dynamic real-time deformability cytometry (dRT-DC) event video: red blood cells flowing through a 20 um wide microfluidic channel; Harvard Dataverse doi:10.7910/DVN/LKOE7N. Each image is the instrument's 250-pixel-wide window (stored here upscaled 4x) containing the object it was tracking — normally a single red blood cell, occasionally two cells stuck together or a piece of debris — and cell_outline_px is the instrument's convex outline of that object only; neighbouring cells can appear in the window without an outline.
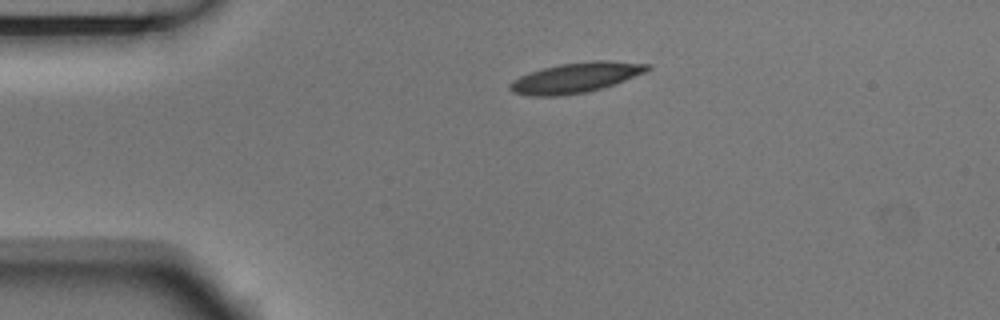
{"species": "Egyptian fruit bat (a non-hibernating species)", "species_latin": "Rousettus aegyptiacus", "temperature_condition": "room temperature", "stored_images_in_passage": 2, "camera_frame_rate_fps": 3000, "um_per_image_px": 0.085, "animal": {"sex": "male"}, "frame": {"image": 1, "passage_image": 1, "time_ms": 0.0, "image_size_px": [1000, 320], "cell_outline_px": [[652, 68], [648, 72], [588, 92], [556, 96], [528, 96], [512, 92], [508, 88], [508, 84], [512, 80], [528, 72], [560, 64], [592, 60], [608, 60], [652, 64]], "centroid_in_image_um": [48.94, 6.59], "position_along_channel_um": 36.1, "area_um2": 24.33}}